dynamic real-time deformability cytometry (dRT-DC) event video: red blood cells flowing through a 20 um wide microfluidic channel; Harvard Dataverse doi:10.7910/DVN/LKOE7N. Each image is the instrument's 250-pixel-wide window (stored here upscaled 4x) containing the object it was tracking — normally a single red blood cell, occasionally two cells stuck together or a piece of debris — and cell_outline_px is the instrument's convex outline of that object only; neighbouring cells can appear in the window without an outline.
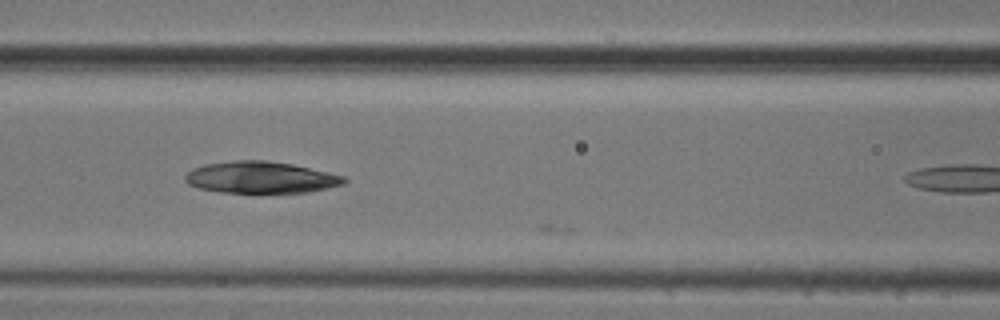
{"species": "common noctule bat (a hibernating species)", "species_latin": "Nyctalus noctula", "temperature_condition": "cold", "stored_images_in_passage": 14, "camera_frame_rate_fps": 3000, "um_per_image_px": 0.085, "animal": {"sex": "male", "body_mass_g": 20.5, "forearm_length_mm": 52.5}, "frame": {"image": 1, "passage_image": 13, "time_ms": 4.0, "image_size_px": [1000, 320], "cell_outline_px": [[348, 180], [344, 184], [328, 188], [308, 192], [220, 192], [200, 188], [188, 184], [184, 180], [184, 176], [192, 168], [204, 164], [236, 160], [264, 160], [292, 164], [328, 172], [344, 176]], "centroid_in_image_um": [22.16, 15.07], "position_along_channel_um": 144.4, "area_um2": 29.25}}